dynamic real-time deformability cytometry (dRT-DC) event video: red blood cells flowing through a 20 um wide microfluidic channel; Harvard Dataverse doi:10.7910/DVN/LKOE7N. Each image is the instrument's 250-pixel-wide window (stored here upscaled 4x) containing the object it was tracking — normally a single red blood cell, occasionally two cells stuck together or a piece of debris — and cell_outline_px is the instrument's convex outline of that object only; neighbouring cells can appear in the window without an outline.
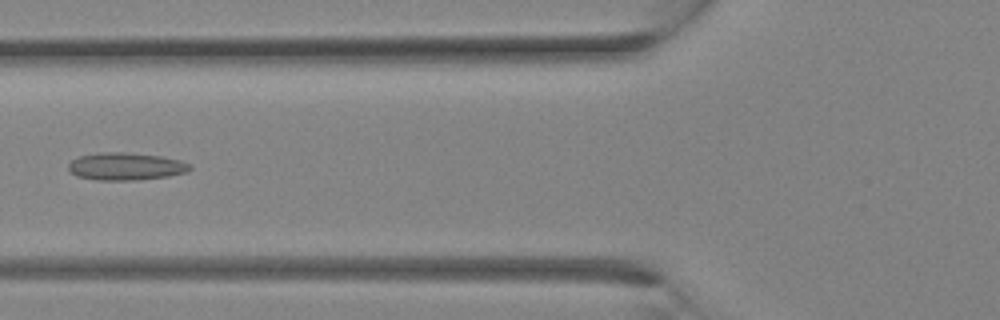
{"species": "Egyptian fruit bat (a non-hibernating species)", "species_latin": "Rousettus aegyptiacus", "temperature_condition": "room temperature", "stored_images_in_passage": 24, "camera_frame_rate_fps": 3000, "um_per_image_px": 0.085, "animal": {"sex": "female"}, "frame": {"image": 1, "passage_image": 8, "time_ms": 2.333, "image_size_px": [1000, 320], "cell_outline_px": [[192, 168], [188, 172], [168, 176], [136, 180], [96, 180], [76, 176], [68, 172], [68, 164], [72, 160], [80, 156], [100, 152], [124, 152], [160, 156], [180, 160], [192, 164]], "centroid_in_image_um": [10.69, 14.15], "position_along_channel_um": 115.1, "area_um2": 19.65}}
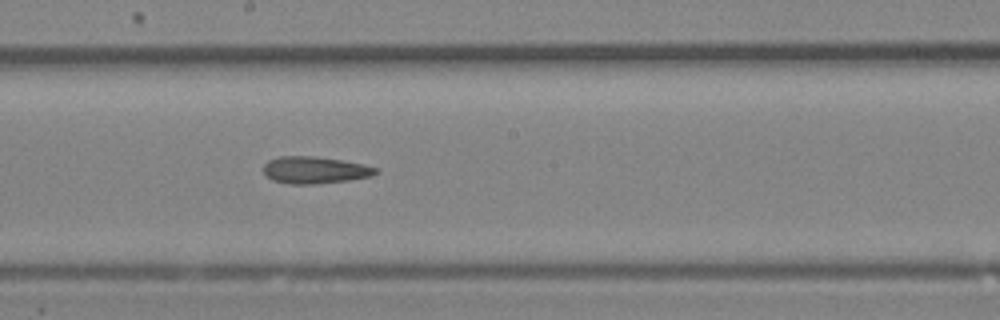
{"frame": {"image": 2, "passage_image": 13, "time_ms": 4.0, "image_size_px": [1000, 320], "cell_outline_px": [[380, 172], [372, 176], [348, 180], [312, 184], [292, 184], [272, 180], [264, 172], [264, 164], [268, 160], [280, 156], [316, 156], [364, 164], [376, 168]], "centroid_in_image_um": [26.77, 14.45], "position_along_channel_um": 221.4, "area_um2": 17.57}}
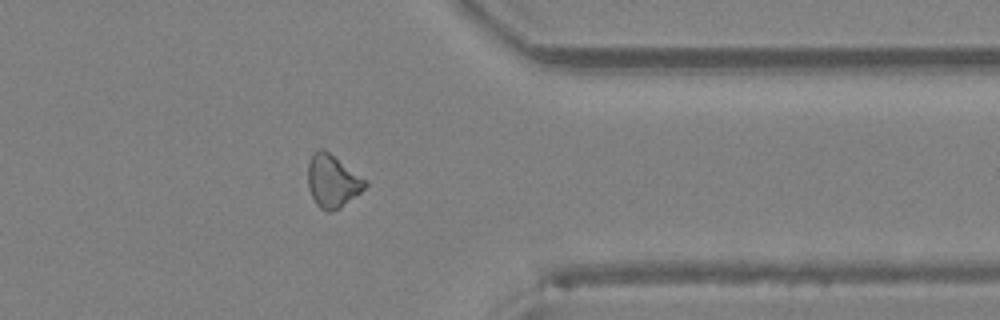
{"frame": {"image": 3, "passage_image": 21, "time_ms": 6.667, "image_size_px": [1000, 320], "cell_outline_px": [[368, 184], [360, 192], [340, 208], [332, 212], [328, 212], [320, 208], [316, 204], [308, 188], [308, 164], [312, 152], [316, 148], [324, 148], [368, 180]], "centroid_in_image_um": [28.26, 15.36], "position_along_channel_um": 383.1, "area_um2": 17.86}}